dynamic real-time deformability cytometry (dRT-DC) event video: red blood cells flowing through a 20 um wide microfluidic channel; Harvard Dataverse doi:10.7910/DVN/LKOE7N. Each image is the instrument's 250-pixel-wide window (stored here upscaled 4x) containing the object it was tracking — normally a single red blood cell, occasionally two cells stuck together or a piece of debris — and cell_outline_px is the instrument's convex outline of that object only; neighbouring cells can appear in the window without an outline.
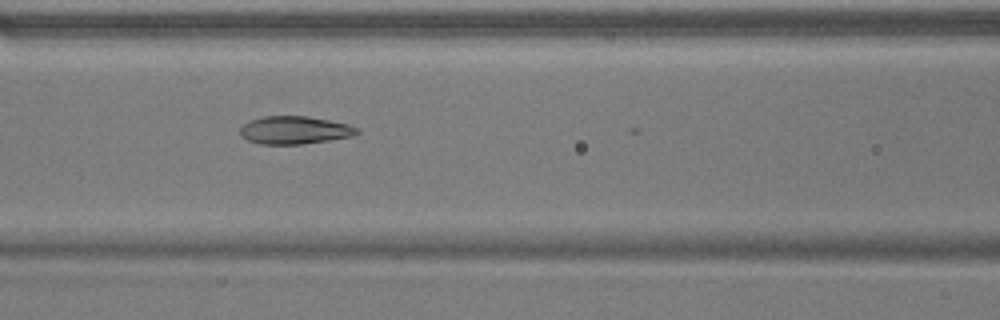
{"species": "common noctule bat (a hibernating species)", "species_latin": "Nyctalus noctula", "temperature_condition": "warm", "stored_images_in_passage": 28, "camera_frame_rate_fps": 3000, "um_per_image_px": 0.085, "animal": {"sex": "male", "body_mass_g": 17.9}, "frame": {"image": 1, "passage_image": 23, "time_ms": 7.333, "image_size_px": [1000, 320], "cell_outline_px": [[360, 132], [352, 136], [304, 144], [260, 144], [248, 140], [240, 136], [240, 128], [248, 120], [264, 116], [308, 116], [348, 124], [360, 128]], "centroid_in_image_um": [25.03, 11.06], "position_along_channel_um": 141.6, "area_um2": 19.07}}
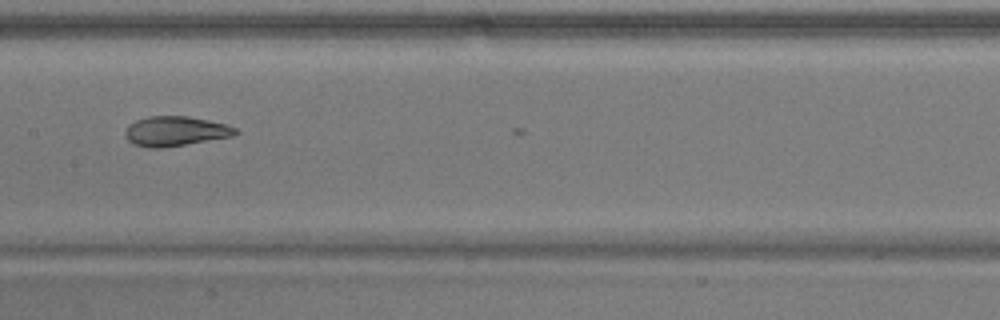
{"frame": {"image": 2, "passage_image": 27, "time_ms": 8.667, "image_size_px": [1000, 320], "cell_outline_px": [[240, 132], [232, 136], [160, 148], [148, 148], [132, 144], [128, 140], [124, 132], [128, 124], [136, 120], [148, 116], [188, 116], [208, 120], [224, 124], [236, 128]], "centroid_in_image_um": [14.86, 11.14], "position_along_channel_um": 192.5, "area_um2": 19.02}}